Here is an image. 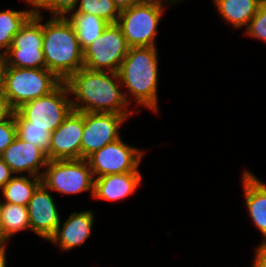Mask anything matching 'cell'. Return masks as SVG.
Returning <instances> with one entry per match:
<instances>
[{
  "label": "cell",
  "instance_id": "obj_28",
  "mask_svg": "<svg viewBox=\"0 0 266 267\" xmlns=\"http://www.w3.org/2000/svg\"><path fill=\"white\" fill-rule=\"evenodd\" d=\"M9 101L0 93V123L8 121L14 115Z\"/></svg>",
  "mask_w": 266,
  "mask_h": 267
},
{
  "label": "cell",
  "instance_id": "obj_29",
  "mask_svg": "<svg viewBox=\"0 0 266 267\" xmlns=\"http://www.w3.org/2000/svg\"><path fill=\"white\" fill-rule=\"evenodd\" d=\"M12 171L10 167L4 162L0 157V189H2L13 176H11Z\"/></svg>",
  "mask_w": 266,
  "mask_h": 267
},
{
  "label": "cell",
  "instance_id": "obj_25",
  "mask_svg": "<svg viewBox=\"0 0 266 267\" xmlns=\"http://www.w3.org/2000/svg\"><path fill=\"white\" fill-rule=\"evenodd\" d=\"M34 8H45L50 10L55 17H65L69 11H72L79 0H26Z\"/></svg>",
  "mask_w": 266,
  "mask_h": 267
},
{
  "label": "cell",
  "instance_id": "obj_3",
  "mask_svg": "<svg viewBox=\"0 0 266 267\" xmlns=\"http://www.w3.org/2000/svg\"><path fill=\"white\" fill-rule=\"evenodd\" d=\"M117 73L121 87L125 84L137 104L157 112L158 58L155 46L129 48Z\"/></svg>",
  "mask_w": 266,
  "mask_h": 267
},
{
  "label": "cell",
  "instance_id": "obj_32",
  "mask_svg": "<svg viewBox=\"0 0 266 267\" xmlns=\"http://www.w3.org/2000/svg\"><path fill=\"white\" fill-rule=\"evenodd\" d=\"M6 68H7V55L4 52H0V93H2L4 86Z\"/></svg>",
  "mask_w": 266,
  "mask_h": 267
},
{
  "label": "cell",
  "instance_id": "obj_20",
  "mask_svg": "<svg viewBox=\"0 0 266 267\" xmlns=\"http://www.w3.org/2000/svg\"><path fill=\"white\" fill-rule=\"evenodd\" d=\"M69 20L74 25L77 39L83 51L101 36L109 24L100 17L87 13H72Z\"/></svg>",
  "mask_w": 266,
  "mask_h": 267
},
{
  "label": "cell",
  "instance_id": "obj_9",
  "mask_svg": "<svg viewBox=\"0 0 266 267\" xmlns=\"http://www.w3.org/2000/svg\"><path fill=\"white\" fill-rule=\"evenodd\" d=\"M129 48L121 27L117 23L108 24L101 36L83 51V67L93 71L118 72Z\"/></svg>",
  "mask_w": 266,
  "mask_h": 267
},
{
  "label": "cell",
  "instance_id": "obj_30",
  "mask_svg": "<svg viewBox=\"0 0 266 267\" xmlns=\"http://www.w3.org/2000/svg\"><path fill=\"white\" fill-rule=\"evenodd\" d=\"M252 267H266V244H261L256 250V257Z\"/></svg>",
  "mask_w": 266,
  "mask_h": 267
},
{
  "label": "cell",
  "instance_id": "obj_34",
  "mask_svg": "<svg viewBox=\"0 0 266 267\" xmlns=\"http://www.w3.org/2000/svg\"><path fill=\"white\" fill-rule=\"evenodd\" d=\"M0 242H2V227H1V220H0Z\"/></svg>",
  "mask_w": 266,
  "mask_h": 267
},
{
  "label": "cell",
  "instance_id": "obj_16",
  "mask_svg": "<svg viewBox=\"0 0 266 267\" xmlns=\"http://www.w3.org/2000/svg\"><path fill=\"white\" fill-rule=\"evenodd\" d=\"M141 173H120L101 176L94 180L93 198L121 200L134 193L140 185Z\"/></svg>",
  "mask_w": 266,
  "mask_h": 267
},
{
  "label": "cell",
  "instance_id": "obj_18",
  "mask_svg": "<svg viewBox=\"0 0 266 267\" xmlns=\"http://www.w3.org/2000/svg\"><path fill=\"white\" fill-rule=\"evenodd\" d=\"M218 12L235 28L248 26L263 0H214Z\"/></svg>",
  "mask_w": 266,
  "mask_h": 267
},
{
  "label": "cell",
  "instance_id": "obj_2",
  "mask_svg": "<svg viewBox=\"0 0 266 267\" xmlns=\"http://www.w3.org/2000/svg\"><path fill=\"white\" fill-rule=\"evenodd\" d=\"M42 32L46 69L65 82L84 66V54L74 25L67 16H52L42 24Z\"/></svg>",
  "mask_w": 266,
  "mask_h": 267
},
{
  "label": "cell",
  "instance_id": "obj_8",
  "mask_svg": "<svg viewBox=\"0 0 266 267\" xmlns=\"http://www.w3.org/2000/svg\"><path fill=\"white\" fill-rule=\"evenodd\" d=\"M34 9V14L15 34L7 55V66L15 68H46L42 50L43 32L41 14Z\"/></svg>",
  "mask_w": 266,
  "mask_h": 267
},
{
  "label": "cell",
  "instance_id": "obj_19",
  "mask_svg": "<svg viewBox=\"0 0 266 267\" xmlns=\"http://www.w3.org/2000/svg\"><path fill=\"white\" fill-rule=\"evenodd\" d=\"M0 220L2 242H6L9 237L23 229H30L27 206L0 202Z\"/></svg>",
  "mask_w": 266,
  "mask_h": 267
},
{
  "label": "cell",
  "instance_id": "obj_15",
  "mask_svg": "<svg viewBox=\"0 0 266 267\" xmlns=\"http://www.w3.org/2000/svg\"><path fill=\"white\" fill-rule=\"evenodd\" d=\"M93 217V213L90 210L72 213L64 222L62 228L61 224L57 226L49 241L60 245L64 251L80 246L91 235Z\"/></svg>",
  "mask_w": 266,
  "mask_h": 267
},
{
  "label": "cell",
  "instance_id": "obj_22",
  "mask_svg": "<svg viewBox=\"0 0 266 267\" xmlns=\"http://www.w3.org/2000/svg\"><path fill=\"white\" fill-rule=\"evenodd\" d=\"M33 14L34 9L0 12V50L5 48L4 53H7L13 37Z\"/></svg>",
  "mask_w": 266,
  "mask_h": 267
},
{
  "label": "cell",
  "instance_id": "obj_17",
  "mask_svg": "<svg viewBox=\"0 0 266 267\" xmlns=\"http://www.w3.org/2000/svg\"><path fill=\"white\" fill-rule=\"evenodd\" d=\"M245 203L255 226L266 238V185L250 172L243 174ZM261 244H266V239Z\"/></svg>",
  "mask_w": 266,
  "mask_h": 267
},
{
  "label": "cell",
  "instance_id": "obj_27",
  "mask_svg": "<svg viewBox=\"0 0 266 267\" xmlns=\"http://www.w3.org/2000/svg\"><path fill=\"white\" fill-rule=\"evenodd\" d=\"M17 136V128L12 116L8 121L0 123V157L3 151L14 141Z\"/></svg>",
  "mask_w": 266,
  "mask_h": 267
},
{
  "label": "cell",
  "instance_id": "obj_11",
  "mask_svg": "<svg viewBox=\"0 0 266 267\" xmlns=\"http://www.w3.org/2000/svg\"><path fill=\"white\" fill-rule=\"evenodd\" d=\"M128 116L115 113H83L81 159H87L105 145L118 140V129Z\"/></svg>",
  "mask_w": 266,
  "mask_h": 267
},
{
  "label": "cell",
  "instance_id": "obj_23",
  "mask_svg": "<svg viewBox=\"0 0 266 267\" xmlns=\"http://www.w3.org/2000/svg\"><path fill=\"white\" fill-rule=\"evenodd\" d=\"M77 10L72 13H87L100 17L109 24L118 22L120 11L112 0H79Z\"/></svg>",
  "mask_w": 266,
  "mask_h": 267
},
{
  "label": "cell",
  "instance_id": "obj_26",
  "mask_svg": "<svg viewBox=\"0 0 266 267\" xmlns=\"http://www.w3.org/2000/svg\"><path fill=\"white\" fill-rule=\"evenodd\" d=\"M246 28L249 36L266 42V1L259 6Z\"/></svg>",
  "mask_w": 266,
  "mask_h": 267
},
{
  "label": "cell",
  "instance_id": "obj_4",
  "mask_svg": "<svg viewBox=\"0 0 266 267\" xmlns=\"http://www.w3.org/2000/svg\"><path fill=\"white\" fill-rule=\"evenodd\" d=\"M62 81L46 68H15L7 66L2 95L14 110L23 104L54 91Z\"/></svg>",
  "mask_w": 266,
  "mask_h": 267
},
{
  "label": "cell",
  "instance_id": "obj_21",
  "mask_svg": "<svg viewBox=\"0 0 266 267\" xmlns=\"http://www.w3.org/2000/svg\"><path fill=\"white\" fill-rule=\"evenodd\" d=\"M42 183V178L33 176L31 181L26 176L12 177L2 188L5 202L27 206L36 188Z\"/></svg>",
  "mask_w": 266,
  "mask_h": 267
},
{
  "label": "cell",
  "instance_id": "obj_5",
  "mask_svg": "<svg viewBox=\"0 0 266 267\" xmlns=\"http://www.w3.org/2000/svg\"><path fill=\"white\" fill-rule=\"evenodd\" d=\"M67 94L69 89L62 82L51 93L23 104L14 111L16 126L46 127L47 131L54 132L73 110Z\"/></svg>",
  "mask_w": 266,
  "mask_h": 267
},
{
  "label": "cell",
  "instance_id": "obj_24",
  "mask_svg": "<svg viewBox=\"0 0 266 267\" xmlns=\"http://www.w3.org/2000/svg\"><path fill=\"white\" fill-rule=\"evenodd\" d=\"M17 136L32 145L42 149L46 154L49 151L51 132L46 130V127L39 126H16Z\"/></svg>",
  "mask_w": 266,
  "mask_h": 267
},
{
  "label": "cell",
  "instance_id": "obj_33",
  "mask_svg": "<svg viewBox=\"0 0 266 267\" xmlns=\"http://www.w3.org/2000/svg\"><path fill=\"white\" fill-rule=\"evenodd\" d=\"M5 244L6 242H0V267H6Z\"/></svg>",
  "mask_w": 266,
  "mask_h": 267
},
{
  "label": "cell",
  "instance_id": "obj_31",
  "mask_svg": "<svg viewBox=\"0 0 266 267\" xmlns=\"http://www.w3.org/2000/svg\"><path fill=\"white\" fill-rule=\"evenodd\" d=\"M119 11L129 9L135 5L141 4L146 0H112Z\"/></svg>",
  "mask_w": 266,
  "mask_h": 267
},
{
  "label": "cell",
  "instance_id": "obj_1",
  "mask_svg": "<svg viewBox=\"0 0 266 267\" xmlns=\"http://www.w3.org/2000/svg\"><path fill=\"white\" fill-rule=\"evenodd\" d=\"M65 83L70 94L85 103L83 105L77 101H71L73 110L83 113L130 115L126 109L131 101L127 99V93L119 90L121 81L117 72L93 71L83 67L72 74Z\"/></svg>",
  "mask_w": 266,
  "mask_h": 267
},
{
  "label": "cell",
  "instance_id": "obj_12",
  "mask_svg": "<svg viewBox=\"0 0 266 267\" xmlns=\"http://www.w3.org/2000/svg\"><path fill=\"white\" fill-rule=\"evenodd\" d=\"M83 112L72 110L51 134L48 160L81 159Z\"/></svg>",
  "mask_w": 266,
  "mask_h": 267
},
{
  "label": "cell",
  "instance_id": "obj_10",
  "mask_svg": "<svg viewBox=\"0 0 266 267\" xmlns=\"http://www.w3.org/2000/svg\"><path fill=\"white\" fill-rule=\"evenodd\" d=\"M143 152L125 144L121 138L105 145L99 151L90 155L89 163L93 176L97 178L105 175L120 173H140L137 169Z\"/></svg>",
  "mask_w": 266,
  "mask_h": 267
},
{
  "label": "cell",
  "instance_id": "obj_13",
  "mask_svg": "<svg viewBox=\"0 0 266 267\" xmlns=\"http://www.w3.org/2000/svg\"><path fill=\"white\" fill-rule=\"evenodd\" d=\"M27 208L30 230L49 241L61 221L55 202L43 183L34 191Z\"/></svg>",
  "mask_w": 266,
  "mask_h": 267
},
{
  "label": "cell",
  "instance_id": "obj_7",
  "mask_svg": "<svg viewBox=\"0 0 266 267\" xmlns=\"http://www.w3.org/2000/svg\"><path fill=\"white\" fill-rule=\"evenodd\" d=\"M42 174V183L48 190L76 194L91 190L93 197L94 176L86 159L48 160Z\"/></svg>",
  "mask_w": 266,
  "mask_h": 267
},
{
  "label": "cell",
  "instance_id": "obj_14",
  "mask_svg": "<svg viewBox=\"0 0 266 267\" xmlns=\"http://www.w3.org/2000/svg\"><path fill=\"white\" fill-rule=\"evenodd\" d=\"M1 158L10 167L12 173L27 171L31 177H42L39 169L45 167L48 162L47 155L42 149L18 136L3 151Z\"/></svg>",
  "mask_w": 266,
  "mask_h": 267
},
{
  "label": "cell",
  "instance_id": "obj_6",
  "mask_svg": "<svg viewBox=\"0 0 266 267\" xmlns=\"http://www.w3.org/2000/svg\"><path fill=\"white\" fill-rule=\"evenodd\" d=\"M161 0H146L120 11L117 24L121 27L129 47L155 46L157 25L161 19Z\"/></svg>",
  "mask_w": 266,
  "mask_h": 267
}]
</instances>
